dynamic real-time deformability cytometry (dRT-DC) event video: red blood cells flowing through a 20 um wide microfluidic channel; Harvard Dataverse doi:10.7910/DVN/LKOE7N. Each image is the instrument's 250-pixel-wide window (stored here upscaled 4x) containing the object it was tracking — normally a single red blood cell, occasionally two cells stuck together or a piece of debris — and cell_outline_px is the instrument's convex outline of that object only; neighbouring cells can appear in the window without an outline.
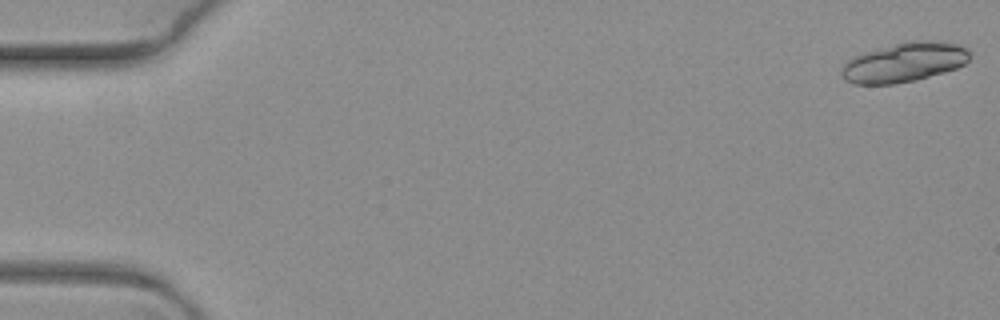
{"species": "common noctule bat (a hibernating species)", "species_latin": "Nyctalus noctula", "temperature_condition": "warm", "stored_images_in_passage": 4, "camera_frame_rate_fps": 3000, "um_per_image_px": 0.085, "animal": {"sex": "female", "body_mass_g": 19.3, "forearm_length_mm": 54.1}, "frame": {"image": 1, "passage_image": 1, "time_ms": 0.0, "image_size_px": [1000, 320], "cell_outline_px": [[968, 60], [964, 64], [956, 68], [944, 72], [916, 80], [892, 84], [852, 84], [844, 80], [840, 76], [840, 72], [844, 64], [852, 56], [864, 52], [904, 40], [936, 40], [960, 44], [968, 48]], "centroid_in_image_um": [76.83, 5.28], "position_along_channel_um": 8.2, "area_um2": 29.94}}